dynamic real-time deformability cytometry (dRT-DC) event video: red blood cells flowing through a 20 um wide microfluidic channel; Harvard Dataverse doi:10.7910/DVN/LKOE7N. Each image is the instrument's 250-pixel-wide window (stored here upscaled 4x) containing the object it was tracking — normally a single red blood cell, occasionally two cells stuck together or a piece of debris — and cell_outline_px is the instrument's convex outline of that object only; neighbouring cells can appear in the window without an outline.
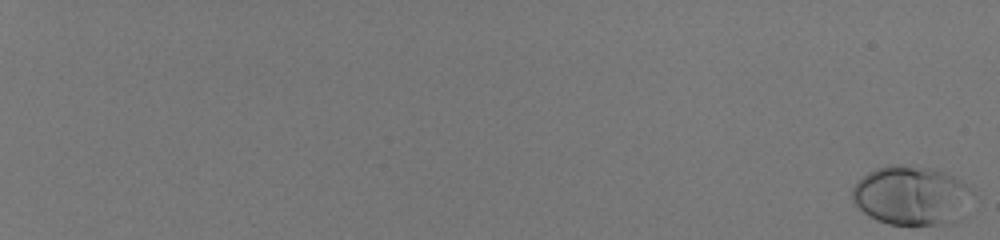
{"species": "human", "species_latin": "Homo sapiens", "temperature_condition": "room temperature", "stored_images_in_passage": 48, "camera_frame_rate_fps": 3000, "um_per_image_px": 0.085, "donor": {"sex": "male"}, "frame": {"image": 1, "passage_image": 1, "time_ms": 0.0, "image_size_px": [1000, 240], "cell_outline_px": [[972, 192], [964, 216], [960, 220], [952, 224], [888, 224], [876, 220], [868, 216], [852, 200], [852, 188], [868, 172], [876, 168], [888, 164], [900, 164], [928, 168], [944, 172], [956, 176]], "centroid_in_image_um": [77.48, 16.63], "position_along_channel_um": 7.5, "area_um2": 41.56}}
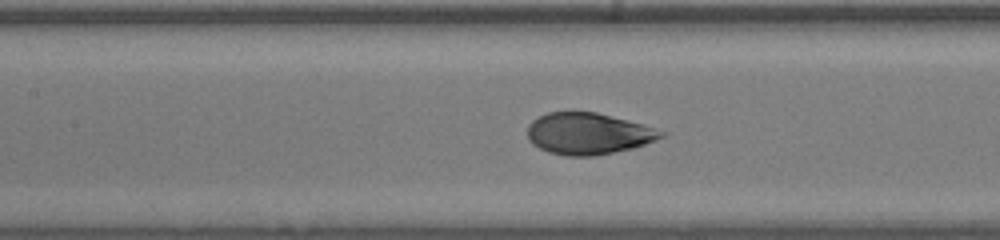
{"frame": {"image": 2, "passage_image": 35, "time_ms": 11.333, "image_size_px": [1000, 240], "cell_outline_px": [[668, 136], [632, 148], [592, 156], [564, 156], [548, 152], [532, 144], [528, 140], [528, 124], [532, 120], [548, 112], [596, 112], [640, 124], [668, 132]], "centroid_in_image_um": [49.99, 11.36], "position_along_channel_um": 157.4, "area_um2": 32.25}}
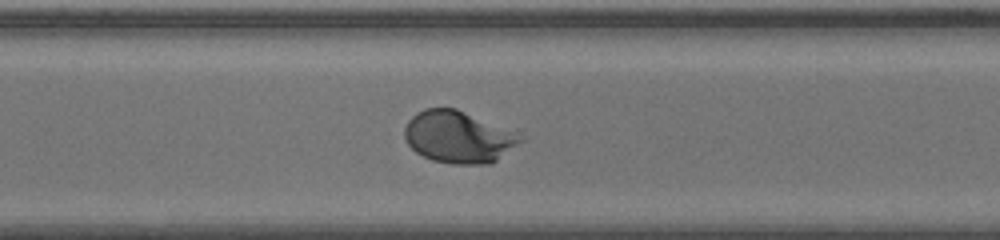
{"frame": {"image": 3, "passage_image": 48, "time_ms": 15.667, "image_size_px": [1000, 240], "cell_outline_px": [[524, 140], [492, 164], [452, 164], [432, 160], [416, 152], [408, 144], [404, 136], [404, 128], [408, 120], [416, 112], [424, 108], [456, 108], [512, 132]], "centroid_in_image_um": [38.9, 11.66], "position_along_channel_um": 331.7, "area_um2": 34.62}}